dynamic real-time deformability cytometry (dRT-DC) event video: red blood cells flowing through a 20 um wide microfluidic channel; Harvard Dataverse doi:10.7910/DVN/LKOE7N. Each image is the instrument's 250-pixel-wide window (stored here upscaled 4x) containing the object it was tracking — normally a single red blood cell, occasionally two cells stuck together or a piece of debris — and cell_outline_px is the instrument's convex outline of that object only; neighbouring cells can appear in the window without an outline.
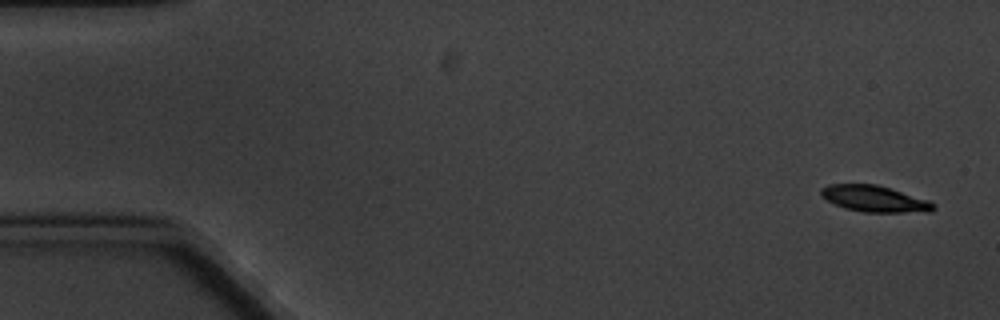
{"species": "common noctule bat (a hibernating species)", "species_latin": "Nyctalus noctula", "temperature_condition": "cold", "stored_images_in_passage": 9, "camera_frame_rate_fps": 3000, "um_per_image_px": 0.085, "animal": {"sex": "male", "body_mass_g": 20.1, "forearm_length_mm": 53.5}, "frame": {"image": 1, "passage_image": 1, "time_ms": 0.0, "image_size_px": [1000, 320], "cell_outline_px": [[936, 208], [932, 212], [864, 212], [844, 208], [820, 196], [820, 188], [828, 184], [876, 184], [928, 200], [936, 204]], "centroid_in_image_um": [74.34, 16.9], "position_along_channel_um": 10.7, "area_um2": 17.22}}
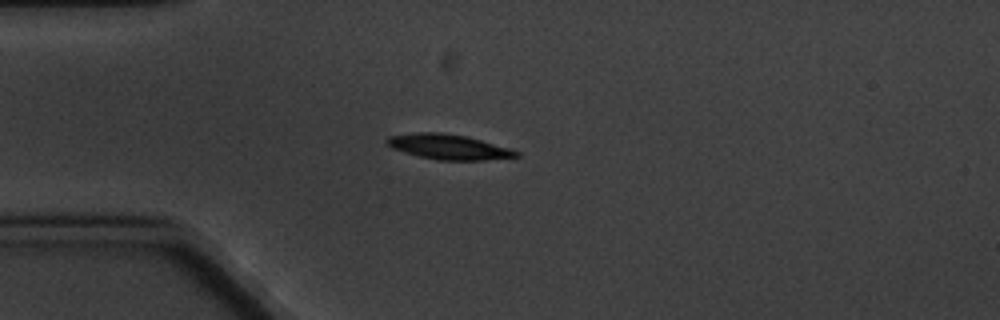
{"frame": {"image": 2, "passage_image": 4, "time_ms": 4.333, "image_size_px": [1000, 320], "cell_outline_px": [[520, 156], [484, 160], [436, 160], [404, 152], [392, 148], [384, 140], [388, 136], [416, 132], [440, 132], [464, 136], [480, 140], [508, 148], [520, 152]], "centroid_in_image_um": [38.09, 12.48], "position_along_channel_um": 46.9, "area_um2": 18.67}}
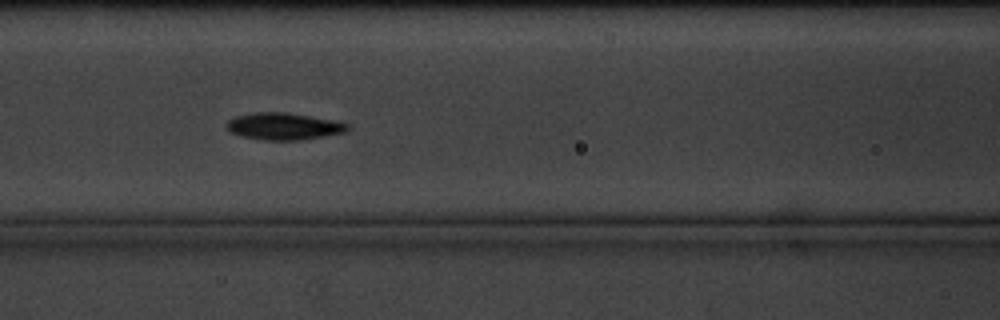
{"frame": {"image": 3, "passage_image": 7, "time_ms": 7.667, "image_size_px": [1000, 320], "cell_outline_px": [[352, 128], [344, 132], [324, 136], [300, 140], [260, 140], [240, 136], [232, 132], [228, 128], [228, 120], [236, 116], [252, 112], [284, 112], [332, 120], [348, 124]], "centroid_in_image_um": [24.11, 10.74], "position_along_channel_um": 142.5, "area_um2": 18.84}}